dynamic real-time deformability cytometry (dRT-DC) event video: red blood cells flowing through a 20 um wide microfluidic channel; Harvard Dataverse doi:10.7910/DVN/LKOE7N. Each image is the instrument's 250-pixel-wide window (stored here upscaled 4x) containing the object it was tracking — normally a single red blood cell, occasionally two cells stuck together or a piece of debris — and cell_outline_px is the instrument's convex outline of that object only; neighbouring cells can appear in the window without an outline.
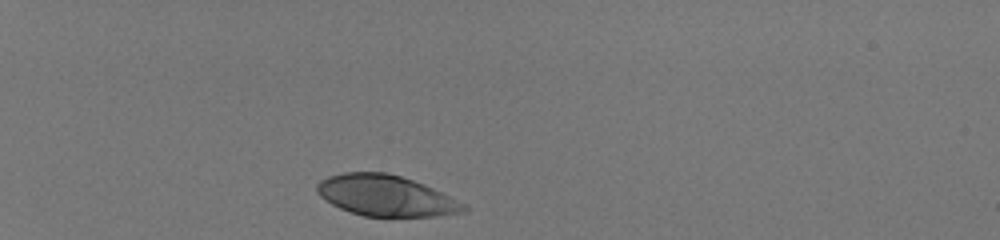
{"species": "human", "species_latin": "Homo sapiens", "temperature_condition": "room temperature", "stored_images_in_passage": 33, "camera_frame_rate_fps": 3000, "um_per_image_px": 0.085, "donor": {"sex": "male"}, "frame": {"image": 1, "passage_image": 1, "time_ms": 0.0, "image_size_px": [1000, 240], "cell_outline_px": [[468, 208], [464, 212], [432, 216], [364, 216], [340, 208], [324, 200], [316, 192], [316, 184], [320, 180], [328, 176], [344, 172], [388, 172], [424, 184], [464, 204]], "centroid_in_image_um": [32.74, 16.62], "position_along_channel_um": 52.3, "area_um2": 34.68}}
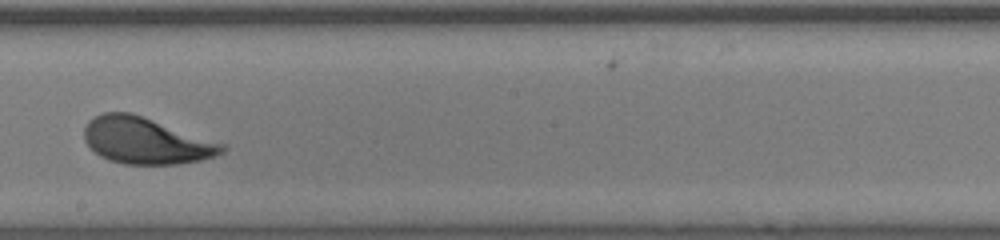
{"frame": {"image": 2, "passage_image": 19, "time_ms": 6.0, "image_size_px": [1000, 240], "cell_outline_px": [[228, 148], [224, 152], [216, 156], [200, 160], [176, 164], [124, 164], [108, 160], [100, 156], [84, 140], [84, 128], [88, 120], [104, 112], [132, 112], [224, 144]], "centroid_in_image_um": [12.4, 11.96], "position_along_channel_um": 235.8, "area_um2": 37.22}}
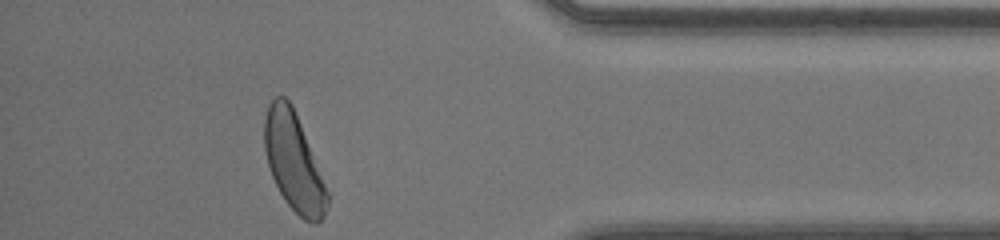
{"frame": {"image": 3, "passage_image": 33, "time_ms": 10.667, "image_size_px": [1000, 240], "cell_outline_px": [[328, 204], [324, 216], [316, 224], [312, 224], [304, 220], [284, 200], [272, 176], [268, 164], [264, 148], [264, 120], [268, 104], [276, 96], [284, 96], [292, 104], [328, 192]], "centroid_in_image_um": [24.95, 13.77], "position_along_channel_um": 410.3, "area_um2": 35.32}, "authors_computed_cell_mechanics": {"area_um2": 36.7608, "velocity_mm_per_s": 4.0834, "shape_relaxation_time_tau1_ms": 1.8942, "shape_relaxation_time_tau2_ms": 0.6033, "deformation_change_tau1": 0.1428, "deformation_change_tau2": 0.0474}}